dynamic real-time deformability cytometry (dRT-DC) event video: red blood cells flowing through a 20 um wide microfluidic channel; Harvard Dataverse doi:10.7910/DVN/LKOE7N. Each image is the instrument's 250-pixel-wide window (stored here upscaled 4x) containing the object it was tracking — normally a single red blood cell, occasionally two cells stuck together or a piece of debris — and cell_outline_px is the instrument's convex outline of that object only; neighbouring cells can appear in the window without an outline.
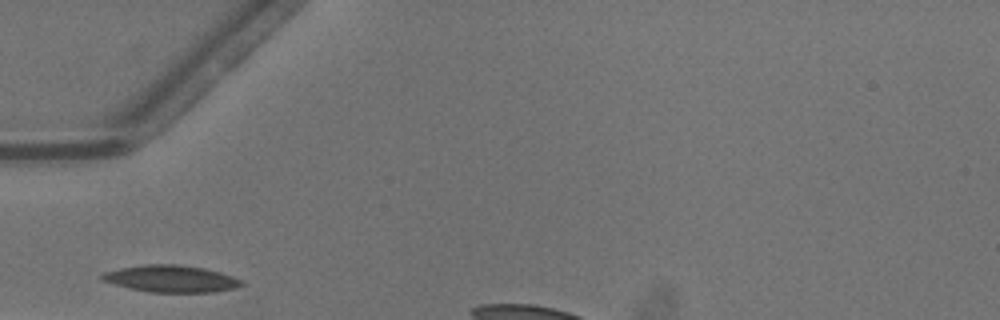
{"species": "common noctule bat (a hibernating species)", "species_latin": "Nyctalus noctula", "temperature_condition": "warm", "stored_images_in_passage": 16, "camera_frame_rate_fps": 3000, "um_per_image_px": 0.085, "animal": {"sex": "male", "body_mass_g": 13.3}, "frame": {"image": 1, "passage_image": 1, "time_ms": 0.0, "image_size_px": [1000, 320], "cell_outline_px": [[248, 284], [236, 288], [212, 292], [148, 292], [128, 288], [100, 280], [100, 276], [104, 272], [120, 268], [144, 264], [176, 264], [204, 268], [220, 272], [244, 280]], "centroid_in_image_um": [14.57, 23.69], "position_along_channel_um": 70.4, "area_um2": 22.14}}
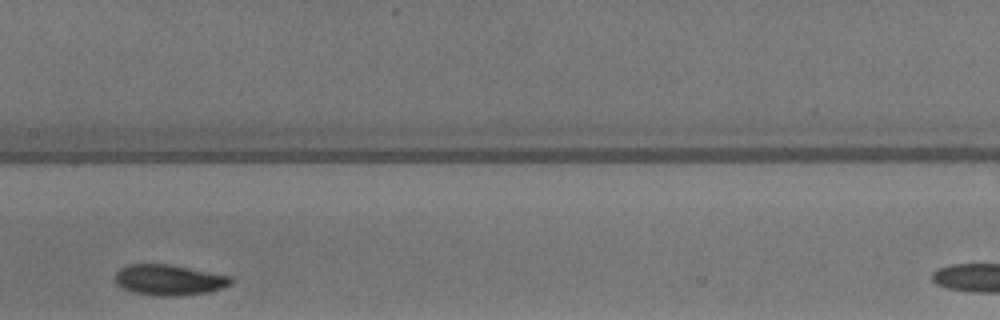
{"frame": {"image": 2, "passage_image": 10, "time_ms": 3.0, "image_size_px": [1000, 320], "cell_outline_px": [[232, 284], [224, 288], [184, 296], [156, 296], [136, 292], [124, 288], [116, 284], [116, 272], [120, 268], [128, 264], [168, 264], [232, 276]], "centroid_in_image_um": [14.39, 23.79], "position_along_channel_um": 193.0, "area_um2": 20.63}}
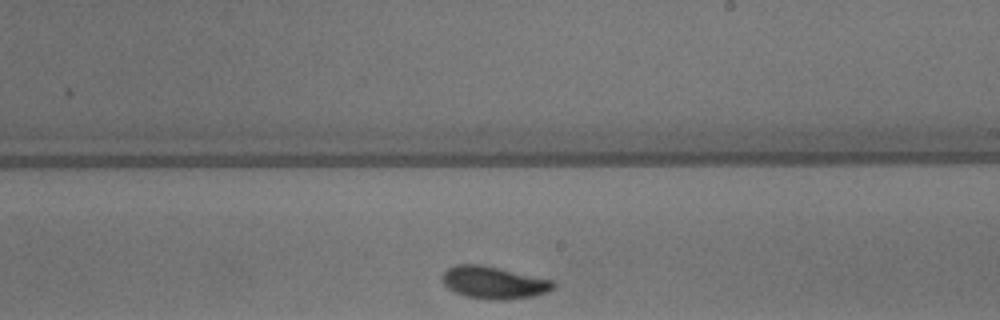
{"frame": {"image": 3, "passage_image": 14, "time_ms": 4.333, "image_size_px": [1000, 320], "cell_outline_px": [[556, 284], [548, 292], [532, 296], [508, 300], [496, 300], [464, 296], [448, 288], [444, 284], [440, 276], [448, 268], [456, 264], [476, 264], [496, 268], [552, 280]], "centroid_in_image_um": [41.93, 24.03], "position_along_channel_um": 247.1, "area_um2": 20.63}}